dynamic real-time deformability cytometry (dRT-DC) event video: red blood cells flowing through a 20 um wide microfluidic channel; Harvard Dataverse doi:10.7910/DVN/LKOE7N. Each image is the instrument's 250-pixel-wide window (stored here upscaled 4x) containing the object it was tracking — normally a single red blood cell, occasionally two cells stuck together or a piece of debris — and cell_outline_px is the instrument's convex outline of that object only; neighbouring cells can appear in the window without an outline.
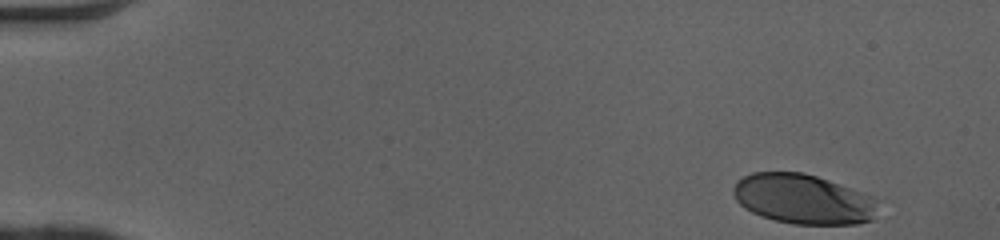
{"species": "human", "species_latin": "Homo sapiens", "temperature_condition": "cold", "stored_images_in_passage": 41, "camera_frame_rate_fps": 3000, "um_per_image_px": 0.085, "donor": {"sex": "female"}, "frame": {"image": 1, "passage_image": 1, "time_ms": 0.0, "image_size_px": [1000, 240], "cell_outline_px": [[872, 220], [856, 224], [792, 224], [760, 216], [744, 208], [736, 200], [732, 192], [732, 188], [736, 180], [752, 172], [804, 172], [828, 180], [872, 196]], "centroid_in_image_um": [68.15, 16.91], "position_along_channel_um": 16.9, "area_um2": 41.5}}
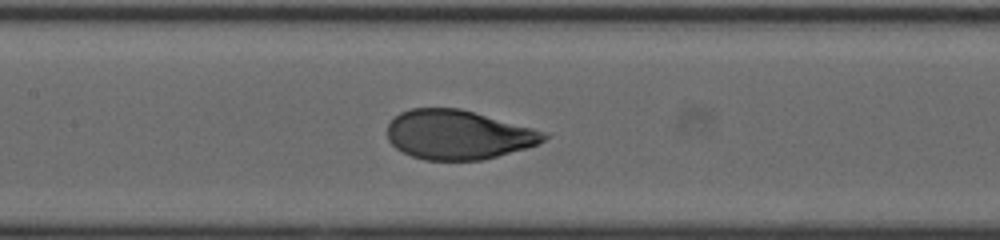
{"frame": {"image": 2, "passage_image": 22, "time_ms": 7.0, "image_size_px": [1000, 240], "cell_outline_px": [[552, 136], [536, 144], [524, 148], [496, 156], [480, 160], [424, 160], [412, 156], [396, 148], [388, 140], [388, 124], [400, 112], [412, 108], [460, 108], [548, 132]], "centroid_in_image_um": [38.95, 11.44], "position_along_channel_um": 168.5, "area_um2": 44.8}}
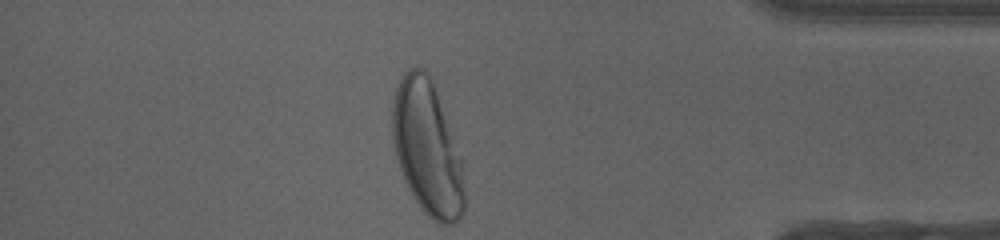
{"frame": {"image": 3, "passage_image": 41, "time_ms": 13.333, "image_size_px": [1000, 240], "cell_outline_px": [[464, 212], [460, 220], [456, 224], [440, 224], [432, 220], [424, 212], [412, 196], [404, 180], [396, 156], [392, 140], [392, 104], [396, 88], [404, 72], [408, 68], [424, 68], [428, 72], [432, 80], [464, 160]], "centroid_in_image_um": [36.34, 12.61], "position_along_channel_um": 398.9, "area_um2": 57.16}, "authors_computed_cell_mechanics": {"area_um2": 45.2574, "velocity_mm_per_s": 4.0592, "shape_relaxation_time_tau1_ms": 2.8506, "shape_relaxation_time_tau2_ms": null, "deformation_change_tau1": 0.1913, "deformation_change_tau2": null}}